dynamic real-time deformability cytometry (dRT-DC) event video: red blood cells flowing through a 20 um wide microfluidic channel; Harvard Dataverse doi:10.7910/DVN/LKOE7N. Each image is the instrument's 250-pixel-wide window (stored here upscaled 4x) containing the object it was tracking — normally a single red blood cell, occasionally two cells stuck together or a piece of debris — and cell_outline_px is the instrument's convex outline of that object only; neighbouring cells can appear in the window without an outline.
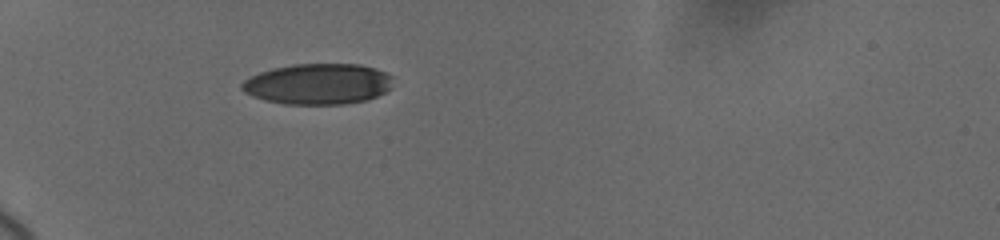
{"species": "human", "species_latin": "Homo sapiens", "temperature_condition": "cold", "stored_images_in_passage": 36, "camera_frame_rate_fps": 3000, "um_per_image_px": 0.085, "donor": {"sex": "female"}, "frame": {"image": 1, "passage_image": 1, "time_ms": 0.0, "image_size_px": [1000, 240], "cell_outline_px": [[392, 88], [376, 96], [364, 100], [344, 104], [284, 104], [268, 100], [244, 92], [240, 88], [240, 84], [244, 80], [260, 72], [292, 64], [360, 64], [376, 68], [392, 76]], "centroid_in_image_um": [27.06, 7.13], "position_along_channel_um": 57.9, "area_um2": 35.72}}
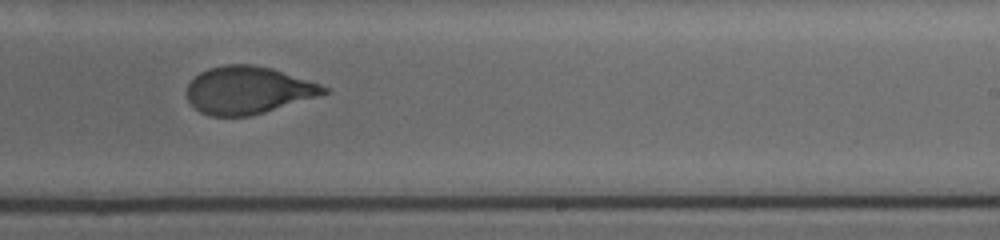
{"frame": {"image": 2, "passage_image": 19, "time_ms": 6.333, "image_size_px": [1000, 240], "cell_outline_px": [[328, 92], [316, 96], [252, 116], [208, 116], [200, 112], [188, 100], [188, 84], [200, 72], [208, 68], [224, 64], [256, 64], [272, 68], [320, 84], [328, 88]], "centroid_in_image_um": [21.05, 7.65], "position_along_channel_um": 267.9, "area_um2": 37.63}}
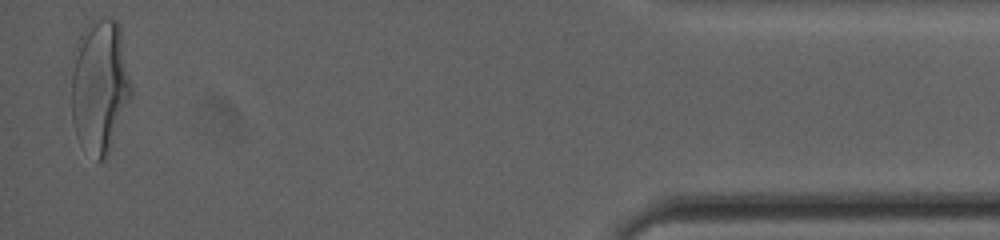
{"frame": {"image": 3, "passage_image": 36, "time_ms": 12.333, "image_size_px": [1000, 240], "cell_outline_px": [[132, 96], [108, 156], [104, 160], [96, 160], [76, 136], [72, 124], [72, 72], [80, 36], [84, 28], [92, 20], [100, 16], [116, 20], [120, 24], [132, 88]], "centroid_in_image_um": [8.51, 7.32], "position_along_channel_um": 426.7, "area_um2": 46.76}, "authors_computed_cell_mechanics": {"area_um2": 39.0728, "velocity_mm_per_s": 3.6763, "shape_relaxation_time_tau1_ms": 3.1119, "shape_relaxation_time_tau2_ms": null, "deformation_change_tau1": 0.1569, "deformation_change_tau2": null}}